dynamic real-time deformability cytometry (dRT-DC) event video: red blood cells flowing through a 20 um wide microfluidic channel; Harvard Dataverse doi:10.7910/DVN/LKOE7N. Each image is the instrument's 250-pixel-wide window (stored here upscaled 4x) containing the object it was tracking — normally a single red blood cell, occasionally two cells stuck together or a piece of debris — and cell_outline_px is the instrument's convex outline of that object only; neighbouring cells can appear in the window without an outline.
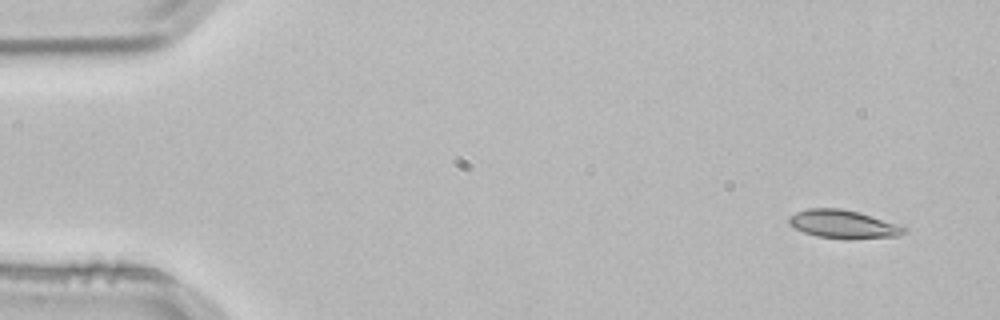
{"species": "common noctule bat (a hibernating species)", "species_latin": "Nyctalus noctula", "temperature_condition": "room temperature", "stored_images_in_passage": 3, "camera_frame_rate_fps": 3000, "um_per_image_px": 0.085, "animal": {"sex": "male", "body_mass_g": 21.5, "forearm_length_mm": 52.0}, "frame": {"image": 1, "passage_image": 1, "time_ms": 0.0, "image_size_px": [1000, 320], "cell_outline_px": [[908, 232], [896, 236], [816, 236], [804, 232], [788, 224], [788, 216], [796, 212], [808, 208], [840, 208], [860, 212], [908, 228]], "centroid_in_image_um": [71.61, 18.99], "position_along_channel_um": 13.4, "area_um2": 18.03}}
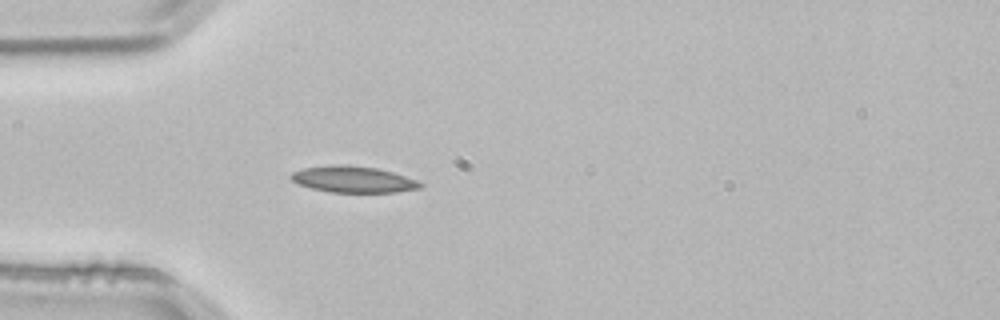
{"frame": {"image": 2, "passage_image": 3, "time_ms": 0.667, "image_size_px": [1000, 320], "cell_outline_px": [[424, 184], [420, 188], [396, 192], [332, 192], [312, 188], [296, 184], [288, 176], [292, 172], [304, 168], [328, 164], [348, 164], [376, 168], [392, 172], [416, 180]], "centroid_in_image_um": [29.97, 15.23], "position_along_channel_um": 55.0, "area_um2": 19.94}}